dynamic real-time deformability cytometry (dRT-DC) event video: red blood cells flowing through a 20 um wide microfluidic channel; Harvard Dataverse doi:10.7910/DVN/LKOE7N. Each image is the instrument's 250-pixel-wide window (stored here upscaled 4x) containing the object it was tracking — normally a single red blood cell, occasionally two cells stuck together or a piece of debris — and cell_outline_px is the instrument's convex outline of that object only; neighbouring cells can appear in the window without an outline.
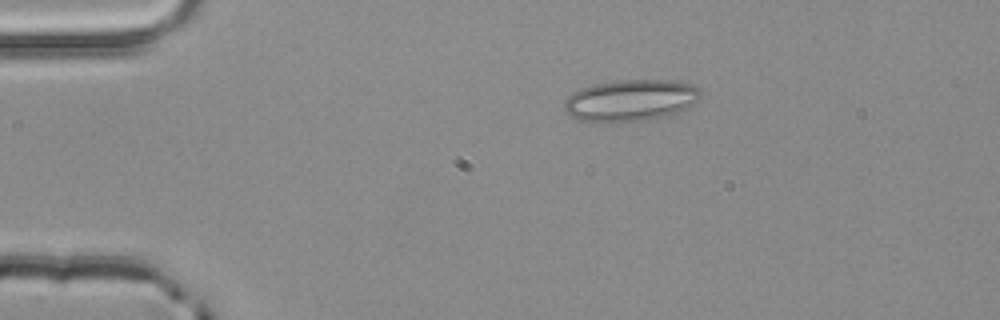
{"species": "common noctule bat (a hibernating species)", "species_latin": "Nyctalus noctula", "temperature_condition": "room temperature", "stored_images_in_passage": 2, "camera_frame_rate_fps": 3000, "um_per_image_px": 0.085, "animal": {"sex": "male", "body_mass_g": 20.4}, "frame": {"image": 1, "passage_image": 1, "time_ms": 0.0, "image_size_px": [1000, 320], "cell_outline_px": [[700, 96], [692, 104], [668, 116], [648, 120], [600, 124], [592, 124], [568, 116], [564, 112], [564, 100], [572, 92], [580, 88], [596, 84], [620, 80], [672, 80], [692, 84], [700, 88]], "centroid_in_image_um": [53.52, 8.56], "position_along_channel_um": 31.5, "area_um2": 33.7}}